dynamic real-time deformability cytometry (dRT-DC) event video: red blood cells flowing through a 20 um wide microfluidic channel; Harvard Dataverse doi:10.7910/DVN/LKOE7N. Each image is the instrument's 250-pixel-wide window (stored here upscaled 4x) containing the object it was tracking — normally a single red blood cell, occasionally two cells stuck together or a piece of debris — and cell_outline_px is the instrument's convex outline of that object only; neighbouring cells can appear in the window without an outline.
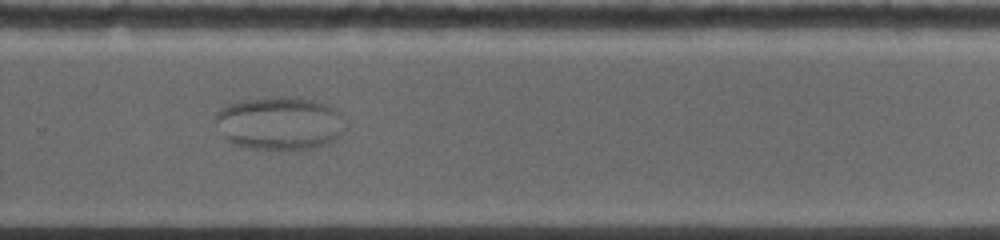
{"species": "common noctule bat (a hibernating species)", "species_latin": "Nyctalus noctula", "temperature_condition": "warm", "stored_images_in_passage": 49, "segment_of_instrument_passage": [2, 2], "camera_frame_rate_fps": 5000, "um_per_image_px": 0.085, "animal": {"sex": "female", "body_mass_g": 19.0, "forearm_length_mm": 53.3}, "frame": {"image": 1, "passage_image": 35, "time_ms": 9.0, "image_size_px": [1000, 240], "cell_outline_px": [[344, 132], [340, 136], [328, 144], [312, 148], [248, 148], [232, 144], [224, 136], [344, 128]], "centroid_in_image_um": [24.42, 11.83], "position_along_channel_um": 305.4, "area_um2": 11.85}}